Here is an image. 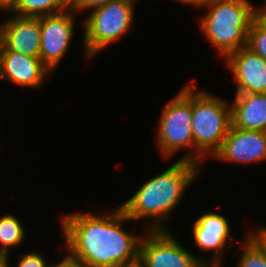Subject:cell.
Returning <instances> with one entry per match:
<instances>
[{"mask_svg": "<svg viewBox=\"0 0 266 267\" xmlns=\"http://www.w3.org/2000/svg\"><path fill=\"white\" fill-rule=\"evenodd\" d=\"M91 211L62 214L59 224L63 233L60 236L64 237L60 246L64 247L63 257L81 267H124L138 263L143 233L124 228L134 221L121 206L105 212Z\"/></svg>", "mask_w": 266, "mask_h": 267, "instance_id": "6da1fadb", "label": "cell"}, {"mask_svg": "<svg viewBox=\"0 0 266 267\" xmlns=\"http://www.w3.org/2000/svg\"><path fill=\"white\" fill-rule=\"evenodd\" d=\"M202 172L198 164L178 159L165 171L145 180L120 206L136 226L146 219V231L170 230V216Z\"/></svg>", "mask_w": 266, "mask_h": 267, "instance_id": "7a4b0ae2", "label": "cell"}, {"mask_svg": "<svg viewBox=\"0 0 266 267\" xmlns=\"http://www.w3.org/2000/svg\"><path fill=\"white\" fill-rule=\"evenodd\" d=\"M199 8L207 10L196 19L200 32L221 59L247 46L248 32L259 6L251 0H209Z\"/></svg>", "mask_w": 266, "mask_h": 267, "instance_id": "3957f363", "label": "cell"}, {"mask_svg": "<svg viewBox=\"0 0 266 267\" xmlns=\"http://www.w3.org/2000/svg\"><path fill=\"white\" fill-rule=\"evenodd\" d=\"M197 87L193 78L191 80V129L194 139V163L202 167L206 158L212 159L220 150L232 119L230 100Z\"/></svg>", "mask_w": 266, "mask_h": 267, "instance_id": "277c9868", "label": "cell"}, {"mask_svg": "<svg viewBox=\"0 0 266 267\" xmlns=\"http://www.w3.org/2000/svg\"><path fill=\"white\" fill-rule=\"evenodd\" d=\"M155 147L161 159L167 161L183 152L179 160L194 163L192 135L191 81L184 84L160 111ZM184 154V155H183Z\"/></svg>", "mask_w": 266, "mask_h": 267, "instance_id": "5b68a950", "label": "cell"}, {"mask_svg": "<svg viewBox=\"0 0 266 267\" xmlns=\"http://www.w3.org/2000/svg\"><path fill=\"white\" fill-rule=\"evenodd\" d=\"M138 0H111L89 12L83 18V59L92 57L120 42L135 23V8Z\"/></svg>", "mask_w": 266, "mask_h": 267, "instance_id": "8992f818", "label": "cell"}, {"mask_svg": "<svg viewBox=\"0 0 266 267\" xmlns=\"http://www.w3.org/2000/svg\"><path fill=\"white\" fill-rule=\"evenodd\" d=\"M192 222L190 237L196 250L203 252L201 262L206 267H224L225 253L234 250L233 243L237 241L236 233L231 231L232 222L218 211L202 213Z\"/></svg>", "mask_w": 266, "mask_h": 267, "instance_id": "52a82bcc", "label": "cell"}, {"mask_svg": "<svg viewBox=\"0 0 266 267\" xmlns=\"http://www.w3.org/2000/svg\"><path fill=\"white\" fill-rule=\"evenodd\" d=\"M174 235L171 230H145L138 263L142 267H206L200 254H193Z\"/></svg>", "mask_w": 266, "mask_h": 267, "instance_id": "ba28073f", "label": "cell"}, {"mask_svg": "<svg viewBox=\"0 0 266 267\" xmlns=\"http://www.w3.org/2000/svg\"><path fill=\"white\" fill-rule=\"evenodd\" d=\"M77 14L69 7L57 14L40 17L41 43L39 58L55 73L74 40Z\"/></svg>", "mask_w": 266, "mask_h": 267, "instance_id": "9c48e42d", "label": "cell"}, {"mask_svg": "<svg viewBox=\"0 0 266 267\" xmlns=\"http://www.w3.org/2000/svg\"><path fill=\"white\" fill-rule=\"evenodd\" d=\"M211 160L247 166L266 161V132L242 130L231 124L220 150Z\"/></svg>", "mask_w": 266, "mask_h": 267, "instance_id": "30bf717a", "label": "cell"}, {"mask_svg": "<svg viewBox=\"0 0 266 267\" xmlns=\"http://www.w3.org/2000/svg\"><path fill=\"white\" fill-rule=\"evenodd\" d=\"M223 64L235 82V94L266 93V60L250 48L230 53Z\"/></svg>", "mask_w": 266, "mask_h": 267, "instance_id": "8fae6325", "label": "cell"}, {"mask_svg": "<svg viewBox=\"0 0 266 267\" xmlns=\"http://www.w3.org/2000/svg\"><path fill=\"white\" fill-rule=\"evenodd\" d=\"M54 75L39 57H30L14 52L8 48L2 49L0 79L18 87L41 89L44 82ZM43 85V86H42Z\"/></svg>", "mask_w": 266, "mask_h": 267, "instance_id": "7c38bea8", "label": "cell"}, {"mask_svg": "<svg viewBox=\"0 0 266 267\" xmlns=\"http://www.w3.org/2000/svg\"><path fill=\"white\" fill-rule=\"evenodd\" d=\"M3 48L22 55L39 57L41 31L40 17H27L11 14L0 21Z\"/></svg>", "mask_w": 266, "mask_h": 267, "instance_id": "4fadbf2b", "label": "cell"}, {"mask_svg": "<svg viewBox=\"0 0 266 267\" xmlns=\"http://www.w3.org/2000/svg\"><path fill=\"white\" fill-rule=\"evenodd\" d=\"M232 125L242 130L266 132V93L234 94Z\"/></svg>", "mask_w": 266, "mask_h": 267, "instance_id": "5bb4252c", "label": "cell"}, {"mask_svg": "<svg viewBox=\"0 0 266 267\" xmlns=\"http://www.w3.org/2000/svg\"><path fill=\"white\" fill-rule=\"evenodd\" d=\"M18 215L6 213L0 216V259L12 255V250L20 249L26 240L27 230Z\"/></svg>", "mask_w": 266, "mask_h": 267, "instance_id": "9a60e30c", "label": "cell"}, {"mask_svg": "<svg viewBox=\"0 0 266 267\" xmlns=\"http://www.w3.org/2000/svg\"><path fill=\"white\" fill-rule=\"evenodd\" d=\"M242 236L244 240H239V245L234 250H239L233 255V258L238 257L235 267H266V249L263 245L249 232V229ZM238 253L240 254L236 257Z\"/></svg>", "mask_w": 266, "mask_h": 267, "instance_id": "2e32d148", "label": "cell"}, {"mask_svg": "<svg viewBox=\"0 0 266 267\" xmlns=\"http://www.w3.org/2000/svg\"><path fill=\"white\" fill-rule=\"evenodd\" d=\"M70 7L68 0H18L14 15L43 17L57 14Z\"/></svg>", "mask_w": 266, "mask_h": 267, "instance_id": "e0dca14e", "label": "cell"}, {"mask_svg": "<svg viewBox=\"0 0 266 267\" xmlns=\"http://www.w3.org/2000/svg\"><path fill=\"white\" fill-rule=\"evenodd\" d=\"M247 47L266 60V17L260 12L253 19L248 32Z\"/></svg>", "mask_w": 266, "mask_h": 267, "instance_id": "ac0fdd59", "label": "cell"}, {"mask_svg": "<svg viewBox=\"0 0 266 267\" xmlns=\"http://www.w3.org/2000/svg\"><path fill=\"white\" fill-rule=\"evenodd\" d=\"M19 255L21 256H18L16 266L14 267H55L57 264V262L55 263V261H50L48 263L47 259H45L46 256H44V253H42L40 250L37 251L33 249L29 252H25ZM3 260L9 265V267L12 266L10 264V257H5Z\"/></svg>", "mask_w": 266, "mask_h": 267, "instance_id": "d6986e66", "label": "cell"}, {"mask_svg": "<svg viewBox=\"0 0 266 267\" xmlns=\"http://www.w3.org/2000/svg\"><path fill=\"white\" fill-rule=\"evenodd\" d=\"M111 0H72L70 2V8L77 14L80 15L84 11L86 13L99 8ZM88 11V12H87ZM80 13V14H79Z\"/></svg>", "mask_w": 266, "mask_h": 267, "instance_id": "ffe728a7", "label": "cell"}, {"mask_svg": "<svg viewBox=\"0 0 266 267\" xmlns=\"http://www.w3.org/2000/svg\"><path fill=\"white\" fill-rule=\"evenodd\" d=\"M249 232L263 245L266 249V225L253 226Z\"/></svg>", "mask_w": 266, "mask_h": 267, "instance_id": "44dd1931", "label": "cell"}, {"mask_svg": "<svg viewBox=\"0 0 266 267\" xmlns=\"http://www.w3.org/2000/svg\"><path fill=\"white\" fill-rule=\"evenodd\" d=\"M18 0H0V12L4 15L12 14L17 7Z\"/></svg>", "mask_w": 266, "mask_h": 267, "instance_id": "7402d4cb", "label": "cell"}, {"mask_svg": "<svg viewBox=\"0 0 266 267\" xmlns=\"http://www.w3.org/2000/svg\"><path fill=\"white\" fill-rule=\"evenodd\" d=\"M172 1H176L177 3H180V4H186L187 6L190 5V7L192 6L193 8L192 9H196L200 6H202L203 4H205L206 2H208L209 0H172Z\"/></svg>", "mask_w": 266, "mask_h": 267, "instance_id": "603a6c76", "label": "cell"}, {"mask_svg": "<svg viewBox=\"0 0 266 267\" xmlns=\"http://www.w3.org/2000/svg\"><path fill=\"white\" fill-rule=\"evenodd\" d=\"M55 267H81V266L70 263L63 257L61 258V260L57 262Z\"/></svg>", "mask_w": 266, "mask_h": 267, "instance_id": "cb8c5ba5", "label": "cell"}, {"mask_svg": "<svg viewBox=\"0 0 266 267\" xmlns=\"http://www.w3.org/2000/svg\"><path fill=\"white\" fill-rule=\"evenodd\" d=\"M259 12L266 17V0L259 5Z\"/></svg>", "mask_w": 266, "mask_h": 267, "instance_id": "d4e9b609", "label": "cell"}, {"mask_svg": "<svg viewBox=\"0 0 266 267\" xmlns=\"http://www.w3.org/2000/svg\"><path fill=\"white\" fill-rule=\"evenodd\" d=\"M2 49H3V39H2V34L0 32V67H1Z\"/></svg>", "mask_w": 266, "mask_h": 267, "instance_id": "484cf974", "label": "cell"}, {"mask_svg": "<svg viewBox=\"0 0 266 267\" xmlns=\"http://www.w3.org/2000/svg\"><path fill=\"white\" fill-rule=\"evenodd\" d=\"M0 267H9V265L4 260L0 259Z\"/></svg>", "mask_w": 266, "mask_h": 267, "instance_id": "4316f807", "label": "cell"}, {"mask_svg": "<svg viewBox=\"0 0 266 267\" xmlns=\"http://www.w3.org/2000/svg\"><path fill=\"white\" fill-rule=\"evenodd\" d=\"M124 267H142L139 263H136L134 265H131V266H124Z\"/></svg>", "mask_w": 266, "mask_h": 267, "instance_id": "83f0119b", "label": "cell"}]
</instances>
